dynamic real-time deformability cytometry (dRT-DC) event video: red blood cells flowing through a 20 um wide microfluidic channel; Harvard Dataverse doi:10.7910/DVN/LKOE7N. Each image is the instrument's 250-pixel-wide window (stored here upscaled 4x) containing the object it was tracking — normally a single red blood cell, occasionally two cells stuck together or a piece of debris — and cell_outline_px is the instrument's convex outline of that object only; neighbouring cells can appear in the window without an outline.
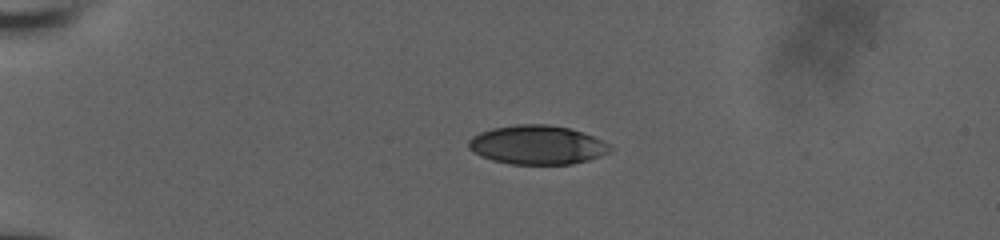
{"species": "human", "species_latin": "Homo sapiens", "temperature_condition": "room temperature", "stored_images_in_passage": 43, "camera_frame_rate_fps": 3000, "um_per_image_px": 0.085, "donor": {"sex": "male"}, "frame": {"image": 1, "passage_image": 1, "time_ms": 0.0, "image_size_px": [1000, 240], "cell_outline_px": [[612, 148], [608, 152], [600, 156], [588, 160], [572, 164], [512, 164], [492, 160], [480, 156], [472, 152], [468, 148], [468, 140], [472, 136], [480, 132], [492, 128], [516, 124], [548, 124], [568, 128], [584, 132], [612, 144]], "centroid_in_image_um": [45.66, 12.31], "position_along_channel_um": 39.3, "area_um2": 32.43}}
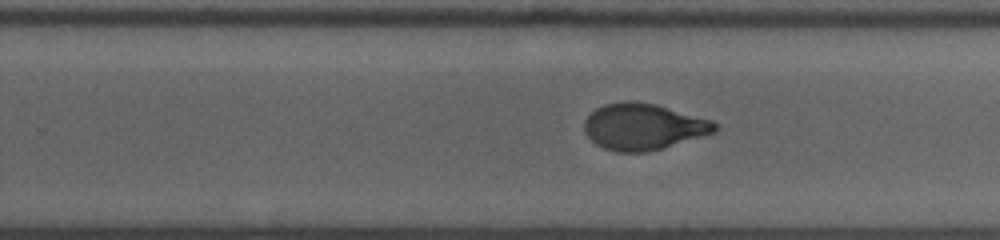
{"frame": {"image": 2, "passage_image": 24, "time_ms": 7.667, "image_size_px": [1000, 240], "cell_outline_px": [[716, 132], [648, 152], [616, 152], [604, 148], [596, 144], [584, 132], [584, 120], [596, 108], [604, 104], [628, 100], [656, 104], [712, 120], [716, 124]], "centroid_in_image_um": [54.66, 10.76], "position_along_channel_um": 275.1, "area_um2": 35.14}}
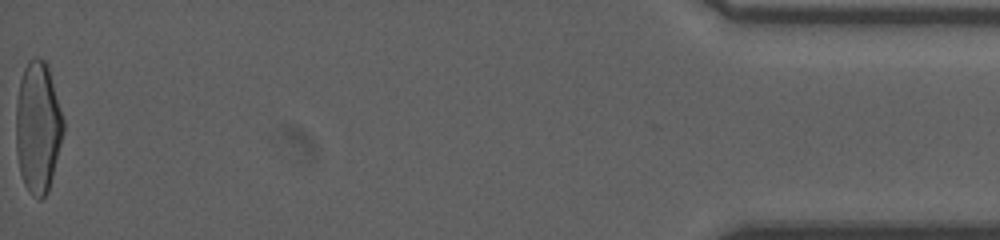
{"frame": {"image": 3, "passage_image": 43, "time_ms": 14.0, "image_size_px": [1000, 240], "cell_outline_px": [[64, 132], [48, 192], [40, 200], [32, 196], [24, 184], [20, 172], [16, 152], [16, 104], [20, 80], [24, 68], [28, 60], [32, 56], [36, 56], [44, 60], [48, 64], [64, 120]], "centroid_in_image_um": [3.22, 10.79], "position_along_channel_um": 432.0, "area_um2": 36.59}, "authors_computed_cell_mechanics": {"area_um2": 35.258, "velocity_mm_per_s": 3.849, "shape_relaxation_time_tau1_ms": 4.8287, "shape_relaxation_time_tau2_ms": 1.4165, "deformation_change_tau1": 0.205, "deformation_change_tau2": 0.0642}}